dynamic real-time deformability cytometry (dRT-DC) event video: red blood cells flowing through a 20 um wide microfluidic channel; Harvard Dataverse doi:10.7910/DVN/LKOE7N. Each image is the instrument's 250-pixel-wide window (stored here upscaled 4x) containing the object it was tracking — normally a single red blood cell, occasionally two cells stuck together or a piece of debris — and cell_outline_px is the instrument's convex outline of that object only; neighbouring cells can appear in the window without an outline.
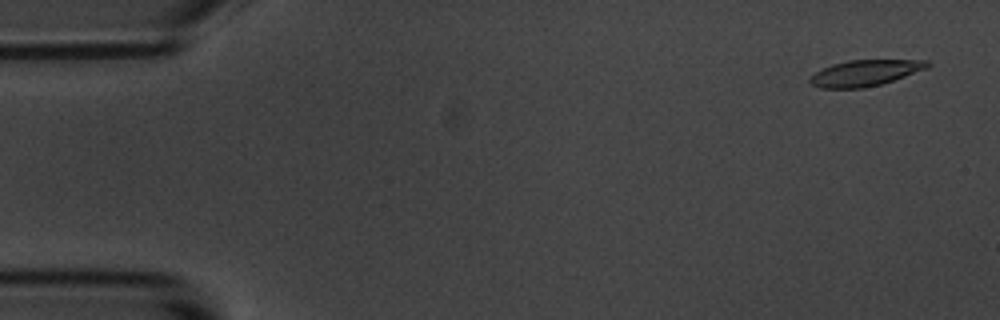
{"species": "common noctule bat (a hibernating species)", "species_latin": "Nyctalus noctula", "temperature_condition": "room temperature", "stored_images_in_passage": 5, "camera_frame_rate_fps": 3000, "um_per_image_px": 0.085, "animal": {"sex": "male", "body_mass_g": 20.1, "forearm_length_mm": 53.5}, "frame": {"image": 1, "passage_image": 1, "time_ms": 0.0, "image_size_px": [1000, 320], "cell_outline_px": [[932, 64], [928, 68], [880, 84], [864, 88], [820, 88], [812, 84], [808, 80], [816, 72], [832, 64], [848, 60], [928, 60]], "centroid_in_image_um": [73.54, 6.19], "position_along_channel_um": 11.5, "area_um2": 17.63}}
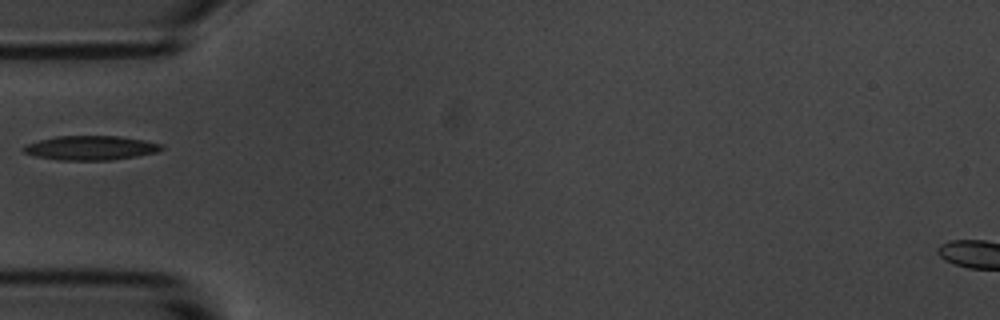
{"frame": {"image": 2, "passage_image": 5, "time_ms": 5.333, "image_size_px": [1000, 320], "cell_outline_px": [[164, 148], [156, 152], [136, 156], [112, 160], [60, 160], [36, 156], [24, 152], [20, 148], [28, 144], [40, 140], [56, 136], [120, 136], [144, 140], [164, 144]], "centroid_in_image_um": [7.74, 12.57], "position_along_channel_um": 77.3, "area_um2": 19.48}}